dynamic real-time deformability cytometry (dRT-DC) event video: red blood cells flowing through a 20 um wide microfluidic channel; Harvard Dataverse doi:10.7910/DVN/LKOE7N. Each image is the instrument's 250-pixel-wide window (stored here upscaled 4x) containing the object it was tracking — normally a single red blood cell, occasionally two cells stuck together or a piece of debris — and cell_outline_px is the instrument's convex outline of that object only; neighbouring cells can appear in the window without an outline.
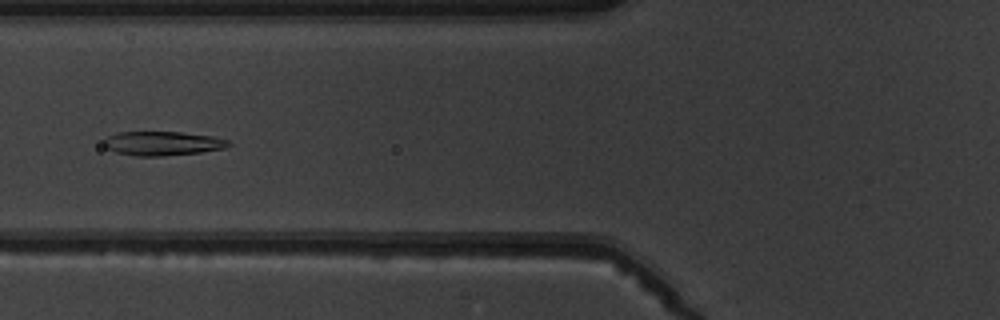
{"species": "common noctule bat (a hibernating species)", "species_latin": "Nyctalus noctula", "temperature_condition": "warm", "stored_images_in_passage": 11, "camera_frame_rate_fps": 3000, "um_per_image_px": 0.085, "animal": {"sex": "male", "body_mass_g": 19.5, "forearm_length_mm": 54.6}, "frame": {"image": 1, "passage_image": 7, "time_ms": 8.0, "image_size_px": [1000, 320], "cell_outline_px": [[232, 144], [224, 148], [200, 152], [164, 156], [136, 156], [116, 152], [108, 148], [104, 144], [104, 140], [108, 136], [116, 132], [180, 132], [212, 136], [228, 140]], "centroid_in_image_um": [13.82, 12.19], "position_along_channel_um": 112.0, "area_um2": 17.4}}
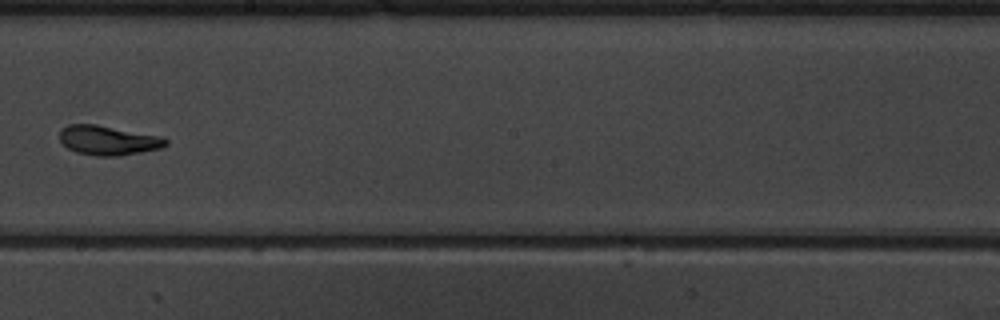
{"frame": {"image": 2, "passage_image": 10, "time_ms": 11.333, "image_size_px": [1000, 320], "cell_outline_px": [[168, 144], [160, 148], [120, 156], [96, 156], [76, 152], [68, 148], [60, 140], [60, 128], [68, 124], [96, 124], [164, 136], [168, 140]], "centroid_in_image_um": [9.21, 11.92], "position_along_channel_um": 239.0, "area_um2": 18.44}}
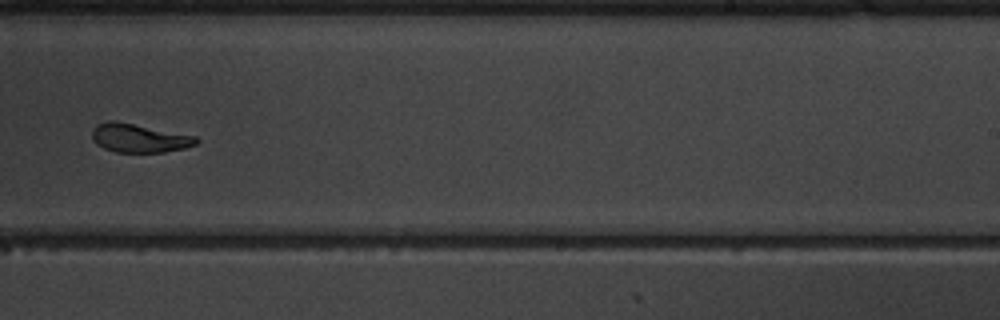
{"frame": {"image": 3, "passage_image": 11, "time_ms": 12.333, "image_size_px": [1000, 320], "cell_outline_px": [[200, 140], [196, 144], [184, 148], [164, 152], [116, 152], [104, 148], [96, 144], [92, 140], [92, 128], [96, 124], [108, 120], [116, 120], [196, 136]], "centroid_in_image_um": [11.79, 11.72], "position_along_channel_um": 277.2, "area_um2": 17.57}}